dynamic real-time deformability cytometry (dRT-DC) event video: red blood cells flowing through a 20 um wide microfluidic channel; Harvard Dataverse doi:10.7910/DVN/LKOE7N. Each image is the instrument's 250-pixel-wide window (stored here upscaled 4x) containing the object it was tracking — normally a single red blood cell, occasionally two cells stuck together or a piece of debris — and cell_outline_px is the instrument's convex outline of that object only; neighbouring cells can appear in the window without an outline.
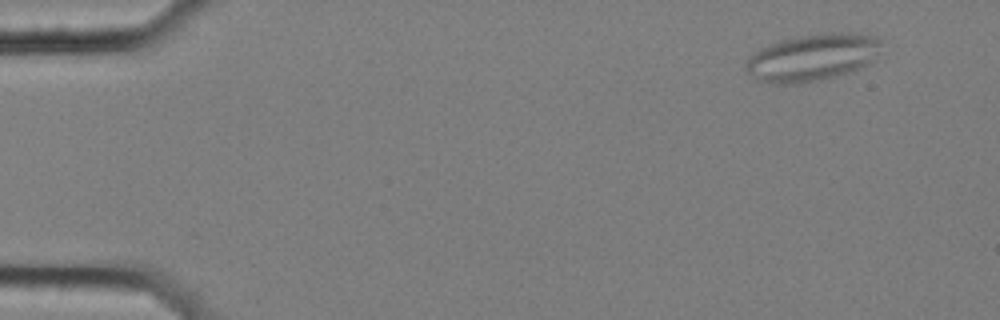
{"species": "common noctule bat (a hibernating species)", "species_latin": "Nyctalus noctula", "temperature_condition": "cold", "stored_images_in_passage": 10, "segment_of_instrument_passage": [1, 2], "camera_frame_rate_fps": 3000, "um_per_image_px": 0.085, "animal": {"sex": "female", "body_mass_g": 25.1}, "frame": {"image": 1, "passage_image": 1, "time_ms": 0.0, "image_size_px": [1000, 320], "cell_outline_px": [[884, 52], [876, 60], [852, 72], [820, 80], [800, 84], [772, 84], [760, 80], [752, 76], [744, 68], [744, 60], [760, 48], [768, 44], [780, 40], [800, 36], [824, 32], [848, 32], [876, 36], [880, 40]], "centroid_in_image_um": [69.1, 4.88], "position_along_channel_um": 15.9, "area_um2": 38.09}}